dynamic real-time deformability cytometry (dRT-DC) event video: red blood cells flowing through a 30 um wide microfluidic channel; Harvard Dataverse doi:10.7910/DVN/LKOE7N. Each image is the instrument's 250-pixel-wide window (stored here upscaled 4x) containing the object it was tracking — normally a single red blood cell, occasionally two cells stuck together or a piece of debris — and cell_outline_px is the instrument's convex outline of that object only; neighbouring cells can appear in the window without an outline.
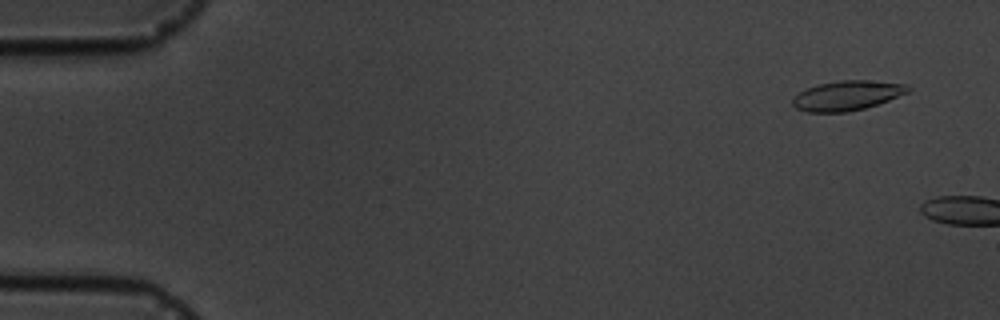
{"species": "common noctule bat (a hibernating species)", "species_latin": "Nyctalus noctula", "temperature_condition": "cold", "stored_images_in_passage": 4, "camera_frame_rate_fps": 3000, "um_per_image_px": 0.085, "animal": {"sex": "male", "body_mass_g": 19.5, "forearm_length_mm": 54.6}, "frame": {"image": 1, "passage_image": 2, "time_ms": 1.0, "image_size_px": [1000, 320], "cell_outline_px": [[912, 88], [908, 92], [888, 100], [864, 108], [848, 112], [804, 112], [796, 108], [792, 104], [792, 96], [808, 88], [820, 84], [840, 80], [864, 80], [908, 84]], "centroid_in_image_um": [71.98, 8.12], "position_along_channel_um": 13.0, "area_um2": 19.88}}